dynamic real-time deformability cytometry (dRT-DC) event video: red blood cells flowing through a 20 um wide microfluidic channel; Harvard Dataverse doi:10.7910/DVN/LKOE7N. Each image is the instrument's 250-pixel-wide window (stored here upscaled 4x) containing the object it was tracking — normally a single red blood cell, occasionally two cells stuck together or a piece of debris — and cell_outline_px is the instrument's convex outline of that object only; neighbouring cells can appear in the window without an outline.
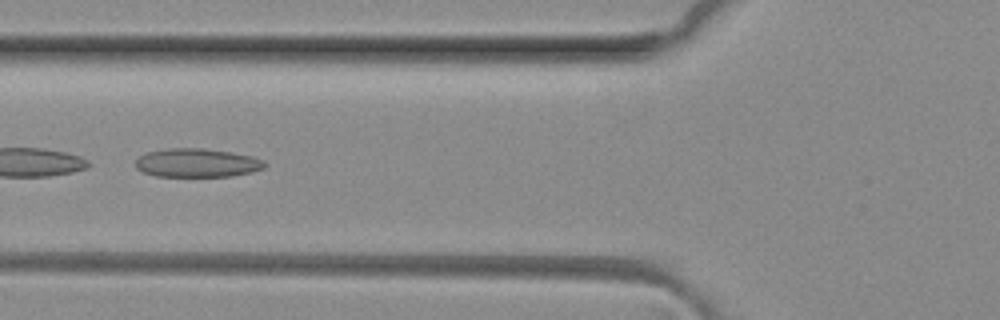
{"species": "common noctule bat (a hibernating species)", "species_latin": "Nyctalus noctula", "temperature_condition": "room temperature", "stored_images_in_passage": 4, "camera_frame_rate_fps": 3000, "um_per_image_px": 0.085, "animal": {"sex": "female", "body_mass_g": 29.2, "forearm_length_mm": 56.3}, "frame": {"image": 1, "passage_image": 3, "time_ms": 0.667, "image_size_px": [1000, 320], "cell_outline_px": [[268, 164], [264, 168], [252, 172], [232, 176], [156, 176], [144, 172], [136, 168], [136, 160], [144, 152], [168, 148], [200, 148], [232, 152], [252, 156], [264, 160]], "centroid_in_image_um": [16.77, 13.84], "position_along_channel_um": 109.0, "area_um2": 21.68}}
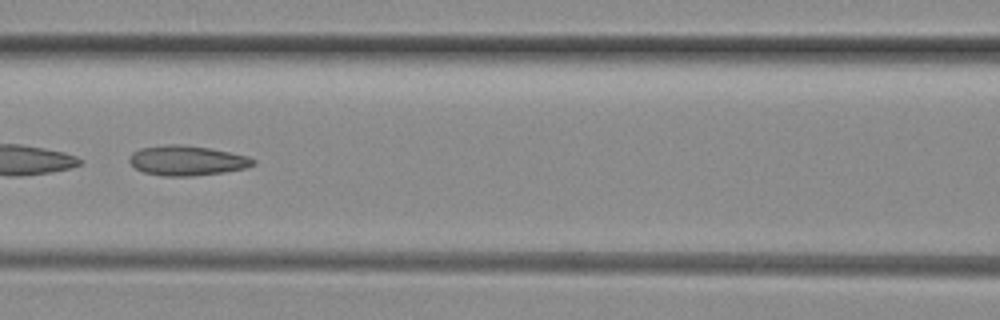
{"frame": {"image": 2, "passage_image": 4, "time_ms": 1.0, "image_size_px": [1000, 320], "cell_outline_px": [[256, 164], [244, 168], [224, 172], [192, 176], [164, 176], [144, 172], [136, 168], [128, 160], [132, 152], [140, 148], [168, 144], [180, 144], [208, 148], [248, 156], [256, 160]], "centroid_in_image_um": [15.88, 13.64], "position_along_channel_um": 150.7, "area_um2": 21.44}}